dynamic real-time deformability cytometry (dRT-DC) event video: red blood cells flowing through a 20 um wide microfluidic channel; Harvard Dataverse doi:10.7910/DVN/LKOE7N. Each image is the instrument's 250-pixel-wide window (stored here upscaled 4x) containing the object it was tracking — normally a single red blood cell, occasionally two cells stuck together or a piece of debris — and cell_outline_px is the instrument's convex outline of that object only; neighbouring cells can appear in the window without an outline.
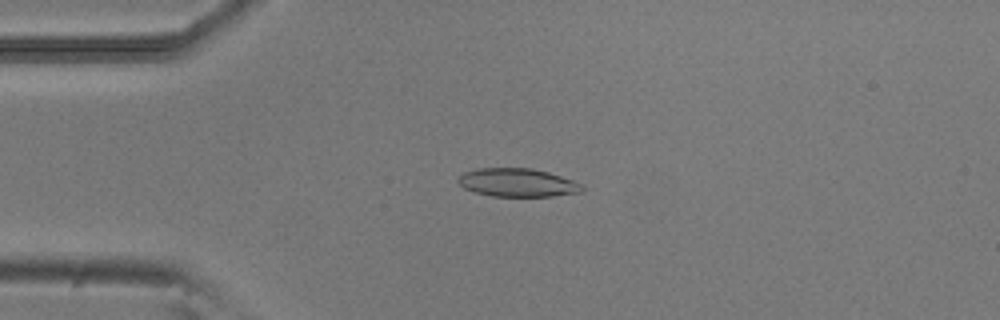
{"species": "common noctule bat (a hibernating species)", "species_latin": "Nyctalus noctula", "temperature_condition": "room temperature", "stored_images_in_passage": 4, "camera_frame_rate_fps": 3000, "um_per_image_px": 0.085, "animal": {"sex": "male", "body_mass_g": 20.5, "forearm_length_mm": 52.5}, "frame": {"image": 1, "passage_image": 2, "time_ms": 0.333, "image_size_px": [1000, 320], "cell_outline_px": [[584, 188], [580, 192], [552, 196], [492, 196], [476, 192], [464, 188], [456, 180], [464, 172], [480, 168], [532, 168], [548, 172], [572, 180], [580, 184]], "centroid_in_image_um": [43.97, 15.52], "position_along_channel_um": 41.0, "area_um2": 20.23}}
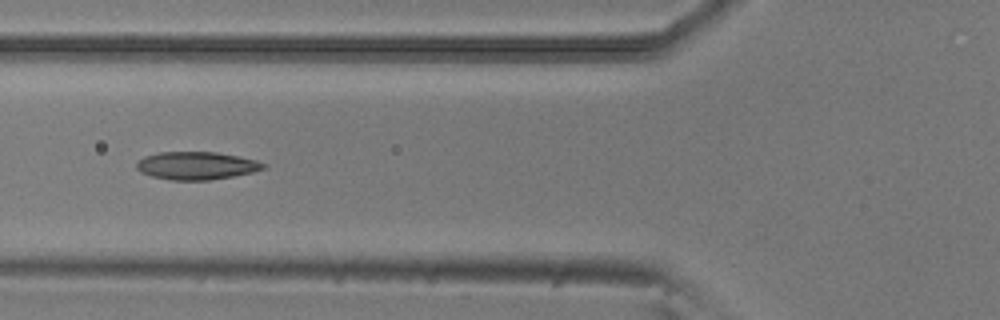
{"frame": {"image": 2, "passage_image": 4, "time_ms": 1.0, "image_size_px": [1000, 320], "cell_outline_px": [[268, 164], [264, 168], [252, 172], [232, 176], [208, 180], [172, 180], [152, 176], [140, 172], [136, 168], [136, 164], [144, 156], [160, 152], [216, 152], [256, 160]], "centroid_in_image_um": [16.69, 14.08], "position_along_channel_um": 109.1, "area_um2": 20.4}}